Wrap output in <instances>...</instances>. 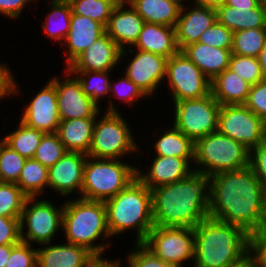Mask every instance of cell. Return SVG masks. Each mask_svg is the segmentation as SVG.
Masks as SVG:
<instances>
[{
    "label": "cell",
    "mask_w": 266,
    "mask_h": 267,
    "mask_svg": "<svg viewBox=\"0 0 266 267\" xmlns=\"http://www.w3.org/2000/svg\"><path fill=\"white\" fill-rule=\"evenodd\" d=\"M263 187L250 167L208 177L209 217L261 232Z\"/></svg>",
    "instance_id": "obj_1"
},
{
    "label": "cell",
    "mask_w": 266,
    "mask_h": 267,
    "mask_svg": "<svg viewBox=\"0 0 266 267\" xmlns=\"http://www.w3.org/2000/svg\"><path fill=\"white\" fill-rule=\"evenodd\" d=\"M151 196L154 226L194 228L209 217L208 177L199 172L157 186Z\"/></svg>",
    "instance_id": "obj_2"
},
{
    "label": "cell",
    "mask_w": 266,
    "mask_h": 267,
    "mask_svg": "<svg viewBox=\"0 0 266 267\" xmlns=\"http://www.w3.org/2000/svg\"><path fill=\"white\" fill-rule=\"evenodd\" d=\"M195 267H244L251 259V235L211 217L194 228Z\"/></svg>",
    "instance_id": "obj_3"
},
{
    "label": "cell",
    "mask_w": 266,
    "mask_h": 267,
    "mask_svg": "<svg viewBox=\"0 0 266 267\" xmlns=\"http://www.w3.org/2000/svg\"><path fill=\"white\" fill-rule=\"evenodd\" d=\"M111 237L135 228L137 243L144 242L154 227L151 190L138 178L104 202Z\"/></svg>",
    "instance_id": "obj_4"
},
{
    "label": "cell",
    "mask_w": 266,
    "mask_h": 267,
    "mask_svg": "<svg viewBox=\"0 0 266 267\" xmlns=\"http://www.w3.org/2000/svg\"><path fill=\"white\" fill-rule=\"evenodd\" d=\"M66 242L83 246L95 256H102L109 243L95 245L104 236L111 237L107 224V212L102 201L71 199L64 203L63 224Z\"/></svg>",
    "instance_id": "obj_5"
},
{
    "label": "cell",
    "mask_w": 266,
    "mask_h": 267,
    "mask_svg": "<svg viewBox=\"0 0 266 267\" xmlns=\"http://www.w3.org/2000/svg\"><path fill=\"white\" fill-rule=\"evenodd\" d=\"M136 178L137 168L125 162L87 156L81 198L105 202L125 189Z\"/></svg>",
    "instance_id": "obj_6"
},
{
    "label": "cell",
    "mask_w": 266,
    "mask_h": 267,
    "mask_svg": "<svg viewBox=\"0 0 266 267\" xmlns=\"http://www.w3.org/2000/svg\"><path fill=\"white\" fill-rule=\"evenodd\" d=\"M250 150L234 139L219 133L208 134L195 142L194 162L206 177L249 167ZM201 165L203 167H201Z\"/></svg>",
    "instance_id": "obj_7"
},
{
    "label": "cell",
    "mask_w": 266,
    "mask_h": 267,
    "mask_svg": "<svg viewBox=\"0 0 266 267\" xmlns=\"http://www.w3.org/2000/svg\"><path fill=\"white\" fill-rule=\"evenodd\" d=\"M108 110L93 127L92 143L87 156L91 158L119 159L134 153L138 145L132 131L110 99Z\"/></svg>",
    "instance_id": "obj_8"
},
{
    "label": "cell",
    "mask_w": 266,
    "mask_h": 267,
    "mask_svg": "<svg viewBox=\"0 0 266 267\" xmlns=\"http://www.w3.org/2000/svg\"><path fill=\"white\" fill-rule=\"evenodd\" d=\"M220 107L211 93L198 99L175 101L173 126L195 143L217 131Z\"/></svg>",
    "instance_id": "obj_9"
},
{
    "label": "cell",
    "mask_w": 266,
    "mask_h": 267,
    "mask_svg": "<svg viewBox=\"0 0 266 267\" xmlns=\"http://www.w3.org/2000/svg\"><path fill=\"white\" fill-rule=\"evenodd\" d=\"M35 199L37 198L28 197L24 204L20 217L21 241L29 244L31 241L41 245L50 244L59 228L62 229L64 205L58 209L50 201ZM25 225L28 229L26 234Z\"/></svg>",
    "instance_id": "obj_10"
},
{
    "label": "cell",
    "mask_w": 266,
    "mask_h": 267,
    "mask_svg": "<svg viewBox=\"0 0 266 267\" xmlns=\"http://www.w3.org/2000/svg\"><path fill=\"white\" fill-rule=\"evenodd\" d=\"M217 131L251 150L266 138V123L244 104L221 105Z\"/></svg>",
    "instance_id": "obj_11"
},
{
    "label": "cell",
    "mask_w": 266,
    "mask_h": 267,
    "mask_svg": "<svg viewBox=\"0 0 266 267\" xmlns=\"http://www.w3.org/2000/svg\"><path fill=\"white\" fill-rule=\"evenodd\" d=\"M165 77L174 102L198 99L211 93V80L183 51H178L168 59Z\"/></svg>",
    "instance_id": "obj_12"
},
{
    "label": "cell",
    "mask_w": 266,
    "mask_h": 267,
    "mask_svg": "<svg viewBox=\"0 0 266 267\" xmlns=\"http://www.w3.org/2000/svg\"><path fill=\"white\" fill-rule=\"evenodd\" d=\"M143 243L174 267H183V261L194 260L193 228L154 226Z\"/></svg>",
    "instance_id": "obj_13"
},
{
    "label": "cell",
    "mask_w": 266,
    "mask_h": 267,
    "mask_svg": "<svg viewBox=\"0 0 266 267\" xmlns=\"http://www.w3.org/2000/svg\"><path fill=\"white\" fill-rule=\"evenodd\" d=\"M59 80L53 77L50 81L56 86L60 120L93 117L100 111L99 106L84 94L76 77Z\"/></svg>",
    "instance_id": "obj_14"
},
{
    "label": "cell",
    "mask_w": 266,
    "mask_h": 267,
    "mask_svg": "<svg viewBox=\"0 0 266 267\" xmlns=\"http://www.w3.org/2000/svg\"><path fill=\"white\" fill-rule=\"evenodd\" d=\"M123 55H127L106 32L85 49L69 66L68 71H112Z\"/></svg>",
    "instance_id": "obj_15"
},
{
    "label": "cell",
    "mask_w": 266,
    "mask_h": 267,
    "mask_svg": "<svg viewBox=\"0 0 266 267\" xmlns=\"http://www.w3.org/2000/svg\"><path fill=\"white\" fill-rule=\"evenodd\" d=\"M25 107L21 122L44 133L57 131L61 120L56 86L51 81H48V84Z\"/></svg>",
    "instance_id": "obj_16"
},
{
    "label": "cell",
    "mask_w": 266,
    "mask_h": 267,
    "mask_svg": "<svg viewBox=\"0 0 266 267\" xmlns=\"http://www.w3.org/2000/svg\"><path fill=\"white\" fill-rule=\"evenodd\" d=\"M86 158L84 153L67 152L48 168V187L63 196L70 195L77 189L81 198Z\"/></svg>",
    "instance_id": "obj_17"
},
{
    "label": "cell",
    "mask_w": 266,
    "mask_h": 267,
    "mask_svg": "<svg viewBox=\"0 0 266 267\" xmlns=\"http://www.w3.org/2000/svg\"><path fill=\"white\" fill-rule=\"evenodd\" d=\"M168 58L138 50L126 68L125 75L148 96L164 80Z\"/></svg>",
    "instance_id": "obj_18"
},
{
    "label": "cell",
    "mask_w": 266,
    "mask_h": 267,
    "mask_svg": "<svg viewBox=\"0 0 266 267\" xmlns=\"http://www.w3.org/2000/svg\"><path fill=\"white\" fill-rule=\"evenodd\" d=\"M181 9L175 26L176 42L179 51L186 46L196 43L203 31L212 26L217 19V10L212 7L195 5L190 11Z\"/></svg>",
    "instance_id": "obj_19"
},
{
    "label": "cell",
    "mask_w": 266,
    "mask_h": 267,
    "mask_svg": "<svg viewBox=\"0 0 266 267\" xmlns=\"http://www.w3.org/2000/svg\"><path fill=\"white\" fill-rule=\"evenodd\" d=\"M190 160L194 161V158L156 155L149 172L142 174L141 170L137 168V178L150 190L157 186L178 182L194 172L192 169L190 170Z\"/></svg>",
    "instance_id": "obj_20"
},
{
    "label": "cell",
    "mask_w": 266,
    "mask_h": 267,
    "mask_svg": "<svg viewBox=\"0 0 266 267\" xmlns=\"http://www.w3.org/2000/svg\"><path fill=\"white\" fill-rule=\"evenodd\" d=\"M42 246L46 247L37 249V267H87L96 257L87 248L68 242Z\"/></svg>",
    "instance_id": "obj_21"
},
{
    "label": "cell",
    "mask_w": 266,
    "mask_h": 267,
    "mask_svg": "<svg viewBox=\"0 0 266 267\" xmlns=\"http://www.w3.org/2000/svg\"><path fill=\"white\" fill-rule=\"evenodd\" d=\"M106 32V28L89 17L72 12L70 30L64 43L67 45L65 52L67 65L69 66L85 49L100 38Z\"/></svg>",
    "instance_id": "obj_22"
},
{
    "label": "cell",
    "mask_w": 266,
    "mask_h": 267,
    "mask_svg": "<svg viewBox=\"0 0 266 267\" xmlns=\"http://www.w3.org/2000/svg\"><path fill=\"white\" fill-rule=\"evenodd\" d=\"M125 6V4H118L114 7L106 26V33L122 49H125V45L135 44L145 23L131 5L128 9H125Z\"/></svg>",
    "instance_id": "obj_23"
},
{
    "label": "cell",
    "mask_w": 266,
    "mask_h": 267,
    "mask_svg": "<svg viewBox=\"0 0 266 267\" xmlns=\"http://www.w3.org/2000/svg\"><path fill=\"white\" fill-rule=\"evenodd\" d=\"M133 46L137 50L151 52L168 59L179 51L175 27L147 22L144 23L138 40Z\"/></svg>",
    "instance_id": "obj_24"
},
{
    "label": "cell",
    "mask_w": 266,
    "mask_h": 267,
    "mask_svg": "<svg viewBox=\"0 0 266 267\" xmlns=\"http://www.w3.org/2000/svg\"><path fill=\"white\" fill-rule=\"evenodd\" d=\"M182 51L211 81L229 68L232 55L231 50L212 47L199 42L186 46Z\"/></svg>",
    "instance_id": "obj_25"
},
{
    "label": "cell",
    "mask_w": 266,
    "mask_h": 267,
    "mask_svg": "<svg viewBox=\"0 0 266 267\" xmlns=\"http://www.w3.org/2000/svg\"><path fill=\"white\" fill-rule=\"evenodd\" d=\"M98 113L93 117L60 121L56 133L68 152L88 154Z\"/></svg>",
    "instance_id": "obj_26"
},
{
    "label": "cell",
    "mask_w": 266,
    "mask_h": 267,
    "mask_svg": "<svg viewBox=\"0 0 266 267\" xmlns=\"http://www.w3.org/2000/svg\"><path fill=\"white\" fill-rule=\"evenodd\" d=\"M251 86L227 68L211 81V94L221 105L244 104Z\"/></svg>",
    "instance_id": "obj_27"
},
{
    "label": "cell",
    "mask_w": 266,
    "mask_h": 267,
    "mask_svg": "<svg viewBox=\"0 0 266 267\" xmlns=\"http://www.w3.org/2000/svg\"><path fill=\"white\" fill-rule=\"evenodd\" d=\"M217 19L233 32L266 27V10L259 4L253 9H237L220 5L217 9Z\"/></svg>",
    "instance_id": "obj_28"
},
{
    "label": "cell",
    "mask_w": 266,
    "mask_h": 267,
    "mask_svg": "<svg viewBox=\"0 0 266 267\" xmlns=\"http://www.w3.org/2000/svg\"><path fill=\"white\" fill-rule=\"evenodd\" d=\"M144 22L175 27L181 8L168 0H135L130 4Z\"/></svg>",
    "instance_id": "obj_29"
},
{
    "label": "cell",
    "mask_w": 266,
    "mask_h": 267,
    "mask_svg": "<svg viewBox=\"0 0 266 267\" xmlns=\"http://www.w3.org/2000/svg\"><path fill=\"white\" fill-rule=\"evenodd\" d=\"M154 148L158 156L194 158L195 143L173 126L156 139Z\"/></svg>",
    "instance_id": "obj_30"
},
{
    "label": "cell",
    "mask_w": 266,
    "mask_h": 267,
    "mask_svg": "<svg viewBox=\"0 0 266 267\" xmlns=\"http://www.w3.org/2000/svg\"><path fill=\"white\" fill-rule=\"evenodd\" d=\"M50 7L51 12L42 27L51 39L62 42L70 30L72 15L70 3L67 0H51Z\"/></svg>",
    "instance_id": "obj_31"
},
{
    "label": "cell",
    "mask_w": 266,
    "mask_h": 267,
    "mask_svg": "<svg viewBox=\"0 0 266 267\" xmlns=\"http://www.w3.org/2000/svg\"><path fill=\"white\" fill-rule=\"evenodd\" d=\"M45 133L19 122L18 128L5 136L3 142L26 159L33 158Z\"/></svg>",
    "instance_id": "obj_32"
},
{
    "label": "cell",
    "mask_w": 266,
    "mask_h": 267,
    "mask_svg": "<svg viewBox=\"0 0 266 267\" xmlns=\"http://www.w3.org/2000/svg\"><path fill=\"white\" fill-rule=\"evenodd\" d=\"M16 184L28 197H37L48 186V167L33 158L26 159Z\"/></svg>",
    "instance_id": "obj_33"
},
{
    "label": "cell",
    "mask_w": 266,
    "mask_h": 267,
    "mask_svg": "<svg viewBox=\"0 0 266 267\" xmlns=\"http://www.w3.org/2000/svg\"><path fill=\"white\" fill-rule=\"evenodd\" d=\"M68 73V74H67ZM109 71H68L66 75H75L81 84L82 90L86 96H89L97 105L101 97L110 94ZM88 76V77H87ZM89 77L90 80H89Z\"/></svg>",
    "instance_id": "obj_34"
},
{
    "label": "cell",
    "mask_w": 266,
    "mask_h": 267,
    "mask_svg": "<svg viewBox=\"0 0 266 267\" xmlns=\"http://www.w3.org/2000/svg\"><path fill=\"white\" fill-rule=\"evenodd\" d=\"M266 42V27L233 33L232 54L258 57Z\"/></svg>",
    "instance_id": "obj_35"
},
{
    "label": "cell",
    "mask_w": 266,
    "mask_h": 267,
    "mask_svg": "<svg viewBox=\"0 0 266 267\" xmlns=\"http://www.w3.org/2000/svg\"><path fill=\"white\" fill-rule=\"evenodd\" d=\"M27 198L16 183L0 181V216L20 218Z\"/></svg>",
    "instance_id": "obj_36"
},
{
    "label": "cell",
    "mask_w": 266,
    "mask_h": 267,
    "mask_svg": "<svg viewBox=\"0 0 266 267\" xmlns=\"http://www.w3.org/2000/svg\"><path fill=\"white\" fill-rule=\"evenodd\" d=\"M73 13L89 17L105 28L116 6L111 0H67Z\"/></svg>",
    "instance_id": "obj_37"
},
{
    "label": "cell",
    "mask_w": 266,
    "mask_h": 267,
    "mask_svg": "<svg viewBox=\"0 0 266 267\" xmlns=\"http://www.w3.org/2000/svg\"><path fill=\"white\" fill-rule=\"evenodd\" d=\"M26 158L12 150L3 141L0 143V181L16 183L24 167Z\"/></svg>",
    "instance_id": "obj_38"
},
{
    "label": "cell",
    "mask_w": 266,
    "mask_h": 267,
    "mask_svg": "<svg viewBox=\"0 0 266 267\" xmlns=\"http://www.w3.org/2000/svg\"><path fill=\"white\" fill-rule=\"evenodd\" d=\"M68 151L59 139L57 133H45L36 149L33 159L46 167L53 166Z\"/></svg>",
    "instance_id": "obj_39"
},
{
    "label": "cell",
    "mask_w": 266,
    "mask_h": 267,
    "mask_svg": "<svg viewBox=\"0 0 266 267\" xmlns=\"http://www.w3.org/2000/svg\"><path fill=\"white\" fill-rule=\"evenodd\" d=\"M229 69L251 85H255L263 79L257 57L232 54Z\"/></svg>",
    "instance_id": "obj_40"
},
{
    "label": "cell",
    "mask_w": 266,
    "mask_h": 267,
    "mask_svg": "<svg viewBox=\"0 0 266 267\" xmlns=\"http://www.w3.org/2000/svg\"><path fill=\"white\" fill-rule=\"evenodd\" d=\"M233 33L232 30L217 20L212 26L203 31L198 42L212 47L232 50Z\"/></svg>",
    "instance_id": "obj_41"
},
{
    "label": "cell",
    "mask_w": 266,
    "mask_h": 267,
    "mask_svg": "<svg viewBox=\"0 0 266 267\" xmlns=\"http://www.w3.org/2000/svg\"><path fill=\"white\" fill-rule=\"evenodd\" d=\"M135 247L127 256L129 267H174L157 257L143 242H136Z\"/></svg>",
    "instance_id": "obj_42"
},
{
    "label": "cell",
    "mask_w": 266,
    "mask_h": 267,
    "mask_svg": "<svg viewBox=\"0 0 266 267\" xmlns=\"http://www.w3.org/2000/svg\"><path fill=\"white\" fill-rule=\"evenodd\" d=\"M31 246L23 241L13 244L6 267H37V249Z\"/></svg>",
    "instance_id": "obj_43"
},
{
    "label": "cell",
    "mask_w": 266,
    "mask_h": 267,
    "mask_svg": "<svg viewBox=\"0 0 266 267\" xmlns=\"http://www.w3.org/2000/svg\"><path fill=\"white\" fill-rule=\"evenodd\" d=\"M244 105L266 123V78L251 86Z\"/></svg>",
    "instance_id": "obj_44"
},
{
    "label": "cell",
    "mask_w": 266,
    "mask_h": 267,
    "mask_svg": "<svg viewBox=\"0 0 266 267\" xmlns=\"http://www.w3.org/2000/svg\"><path fill=\"white\" fill-rule=\"evenodd\" d=\"M116 95L120 100H125L128 105L133 104L135 100L147 95L133 81L128 79L126 75L120 81L110 84V93Z\"/></svg>",
    "instance_id": "obj_45"
},
{
    "label": "cell",
    "mask_w": 266,
    "mask_h": 267,
    "mask_svg": "<svg viewBox=\"0 0 266 267\" xmlns=\"http://www.w3.org/2000/svg\"><path fill=\"white\" fill-rule=\"evenodd\" d=\"M249 167L266 190V138L250 150Z\"/></svg>",
    "instance_id": "obj_46"
},
{
    "label": "cell",
    "mask_w": 266,
    "mask_h": 267,
    "mask_svg": "<svg viewBox=\"0 0 266 267\" xmlns=\"http://www.w3.org/2000/svg\"><path fill=\"white\" fill-rule=\"evenodd\" d=\"M20 241V218L0 216V245L17 244Z\"/></svg>",
    "instance_id": "obj_47"
},
{
    "label": "cell",
    "mask_w": 266,
    "mask_h": 267,
    "mask_svg": "<svg viewBox=\"0 0 266 267\" xmlns=\"http://www.w3.org/2000/svg\"><path fill=\"white\" fill-rule=\"evenodd\" d=\"M251 259L260 267H266V231L251 236Z\"/></svg>",
    "instance_id": "obj_48"
},
{
    "label": "cell",
    "mask_w": 266,
    "mask_h": 267,
    "mask_svg": "<svg viewBox=\"0 0 266 267\" xmlns=\"http://www.w3.org/2000/svg\"><path fill=\"white\" fill-rule=\"evenodd\" d=\"M14 78L15 77L12 75L9 68L0 63V100L19 92Z\"/></svg>",
    "instance_id": "obj_49"
},
{
    "label": "cell",
    "mask_w": 266,
    "mask_h": 267,
    "mask_svg": "<svg viewBox=\"0 0 266 267\" xmlns=\"http://www.w3.org/2000/svg\"><path fill=\"white\" fill-rule=\"evenodd\" d=\"M30 1L32 0H0V13L10 19H16Z\"/></svg>",
    "instance_id": "obj_50"
},
{
    "label": "cell",
    "mask_w": 266,
    "mask_h": 267,
    "mask_svg": "<svg viewBox=\"0 0 266 267\" xmlns=\"http://www.w3.org/2000/svg\"><path fill=\"white\" fill-rule=\"evenodd\" d=\"M225 4L237 9H253L259 5V0H225Z\"/></svg>",
    "instance_id": "obj_51"
},
{
    "label": "cell",
    "mask_w": 266,
    "mask_h": 267,
    "mask_svg": "<svg viewBox=\"0 0 266 267\" xmlns=\"http://www.w3.org/2000/svg\"><path fill=\"white\" fill-rule=\"evenodd\" d=\"M121 260H105L101 256H96L87 267H121Z\"/></svg>",
    "instance_id": "obj_52"
},
{
    "label": "cell",
    "mask_w": 266,
    "mask_h": 267,
    "mask_svg": "<svg viewBox=\"0 0 266 267\" xmlns=\"http://www.w3.org/2000/svg\"><path fill=\"white\" fill-rule=\"evenodd\" d=\"M13 244L0 245V267H6Z\"/></svg>",
    "instance_id": "obj_53"
},
{
    "label": "cell",
    "mask_w": 266,
    "mask_h": 267,
    "mask_svg": "<svg viewBox=\"0 0 266 267\" xmlns=\"http://www.w3.org/2000/svg\"><path fill=\"white\" fill-rule=\"evenodd\" d=\"M197 6L212 7L217 9L225 0H194Z\"/></svg>",
    "instance_id": "obj_54"
},
{
    "label": "cell",
    "mask_w": 266,
    "mask_h": 267,
    "mask_svg": "<svg viewBox=\"0 0 266 267\" xmlns=\"http://www.w3.org/2000/svg\"><path fill=\"white\" fill-rule=\"evenodd\" d=\"M257 58L261 66V72H262L263 78H266V42L264 44V47L261 49Z\"/></svg>",
    "instance_id": "obj_55"
},
{
    "label": "cell",
    "mask_w": 266,
    "mask_h": 267,
    "mask_svg": "<svg viewBox=\"0 0 266 267\" xmlns=\"http://www.w3.org/2000/svg\"><path fill=\"white\" fill-rule=\"evenodd\" d=\"M266 231V190L263 191L262 213H261V232Z\"/></svg>",
    "instance_id": "obj_56"
},
{
    "label": "cell",
    "mask_w": 266,
    "mask_h": 267,
    "mask_svg": "<svg viewBox=\"0 0 266 267\" xmlns=\"http://www.w3.org/2000/svg\"><path fill=\"white\" fill-rule=\"evenodd\" d=\"M244 267H260L257 263H255L252 259H250Z\"/></svg>",
    "instance_id": "obj_57"
},
{
    "label": "cell",
    "mask_w": 266,
    "mask_h": 267,
    "mask_svg": "<svg viewBox=\"0 0 266 267\" xmlns=\"http://www.w3.org/2000/svg\"><path fill=\"white\" fill-rule=\"evenodd\" d=\"M169 2H172L174 4H176L177 6H179L181 9L184 8V5L182 4V1L184 0H168Z\"/></svg>",
    "instance_id": "obj_58"
},
{
    "label": "cell",
    "mask_w": 266,
    "mask_h": 267,
    "mask_svg": "<svg viewBox=\"0 0 266 267\" xmlns=\"http://www.w3.org/2000/svg\"><path fill=\"white\" fill-rule=\"evenodd\" d=\"M135 0H120V4H125L127 3V5H130L131 3H133Z\"/></svg>",
    "instance_id": "obj_59"
},
{
    "label": "cell",
    "mask_w": 266,
    "mask_h": 267,
    "mask_svg": "<svg viewBox=\"0 0 266 267\" xmlns=\"http://www.w3.org/2000/svg\"><path fill=\"white\" fill-rule=\"evenodd\" d=\"M259 4L266 10V0H259Z\"/></svg>",
    "instance_id": "obj_60"
},
{
    "label": "cell",
    "mask_w": 266,
    "mask_h": 267,
    "mask_svg": "<svg viewBox=\"0 0 266 267\" xmlns=\"http://www.w3.org/2000/svg\"><path fill=\"white\" fill-rule=\"evenodd\" d=\"M112 2H114L116 5L120 4V0H111Z\"/></svg>",
    "instance_id": "obj_61"
}]
</instances>
